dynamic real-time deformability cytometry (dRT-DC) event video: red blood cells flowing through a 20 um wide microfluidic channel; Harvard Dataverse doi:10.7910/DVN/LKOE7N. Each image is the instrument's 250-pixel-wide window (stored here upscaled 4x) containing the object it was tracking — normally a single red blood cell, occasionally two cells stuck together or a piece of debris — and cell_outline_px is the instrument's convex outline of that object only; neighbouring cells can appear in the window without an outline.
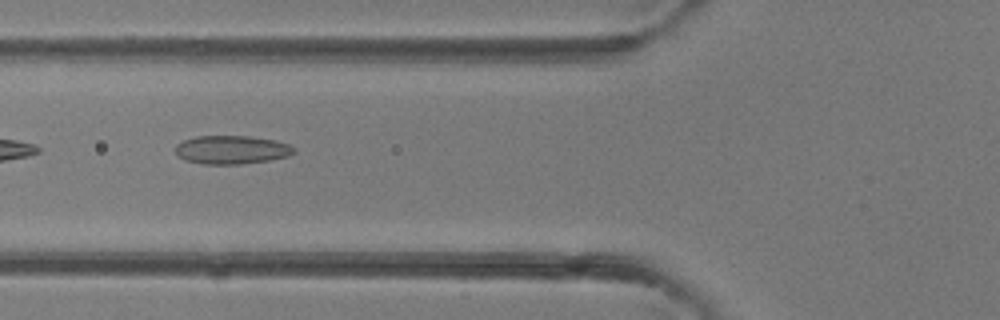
{"species": "common noctule bat (a hibernating species)", "species_latin": "Nyctalus noctula", "temperature_condition": "room temperature", "stored_images_in_passage": 5, "camera_frame_rate_fps": 3000, "um_per_image_px": 0.085, "animal": {"sex": "female"}, "frame": {"image": 1, "passage_image": 5, "time_ms": 4.333, "image_size_px": [1000, 320], "cell_outline_px": [[296, 152], [288, 156], [268, 160], [240, 164], [204, 164], [184, 160], [176, 152], [176, 144], [184, 140], [196, 136], [248, 136], [276, 140], [288, 144], [296, 148]], "centroid_in_image_um": [19.71, 12.72], "position_along_channel_um": 106.1, "area_um2": 19.65}}